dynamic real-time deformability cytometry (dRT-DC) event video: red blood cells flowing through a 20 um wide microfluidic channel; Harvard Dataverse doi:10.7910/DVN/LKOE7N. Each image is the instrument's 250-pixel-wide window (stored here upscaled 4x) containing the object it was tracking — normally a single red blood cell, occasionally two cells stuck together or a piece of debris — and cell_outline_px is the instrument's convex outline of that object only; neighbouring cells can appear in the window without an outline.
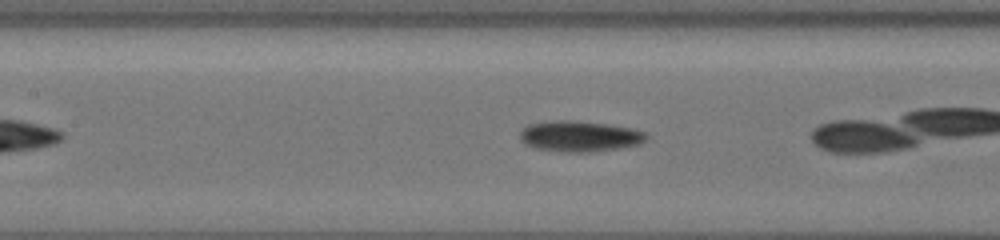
{"species": "common noctule bat (a hibernating species)", "species_latin": "Nyctalus noctula", "temperature_condition": "cold", "stored_images_in_passage": 34, "camera_frame_rate_fps": 3000, "um_per_image_px": 0.085, "animal": {"sex": "female", "body_mass_g": 19.5, "forearm_length_mm": 54.1}, "frame": {"image": 1, "passage_image": 15, "time_ms": 4.667, "image_size_px": [1000, 240], "cell_outline_px": [[648, 136], [640, 144], [620, 148], [596, 152], [564, 152], [536, 148], [524, 144], [520, 140], [520, 132], [528, 124], [552, 120], [568, 120], [604, 124], [632, 128], [644, 132]], "centroid_in_image_um": [49.24, 11.59], "position_along_channel_um": 158.2, "area_um2": 22.66}, "authors_computed_cell_mechanics": {"area_um2": 21.7906, "velocity_mm_per_s": 3.9203, "shape_relaxation_time_tau1_ms": 2.8118, "shape_relaxation_time_tau2_ms": null, "deformation_change_tau1": 0.0862, "deformation_change_tau2": null}}